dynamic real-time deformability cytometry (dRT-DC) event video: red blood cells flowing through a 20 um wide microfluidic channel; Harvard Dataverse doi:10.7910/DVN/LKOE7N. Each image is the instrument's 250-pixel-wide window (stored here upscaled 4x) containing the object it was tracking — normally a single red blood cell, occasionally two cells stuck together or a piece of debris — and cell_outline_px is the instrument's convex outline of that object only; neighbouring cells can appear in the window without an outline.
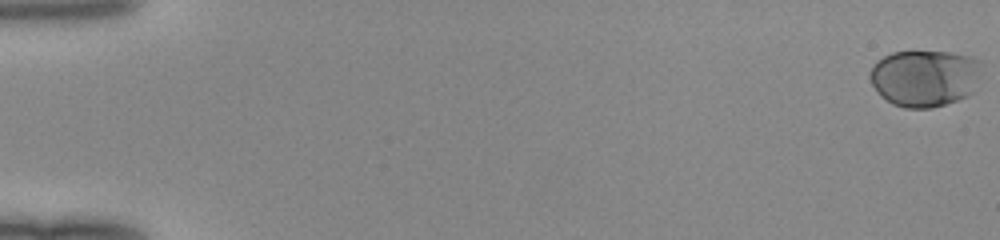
{"species": "human", "species_latin": "Homo sapiens", "temperature_condition": "room temperature", "stored_images_in_passage": 51, "camera_frame_rate_fps": 3000, "um_per_image_px": 0.085, "donor": {"sex": "female"}, "frame": {"image": 1, "passage_image": 1, "time_ms": 0.0, "image_size_px": [1000, 240], "cell_outline_px": [[984, 64], [980, 76], [972, 92], [968, 96], [932, 108], [904, 108], [892, 104], [880, 96], [872, 84], [868, 76], [872, 64], [876, 60], [892, 52], [948, 52], [972, 56], [980, 60]], "centroid_in_image_um": [78.6, 6.63], "position_along_channel_um": 6.4, "area_um2": 37.51}}
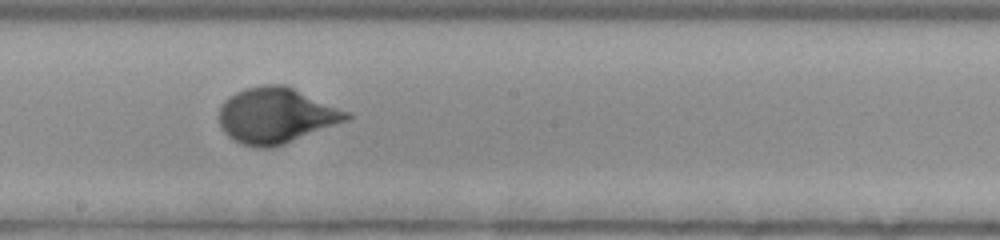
{"frame": {"image": 2, "passage_image": 30, "time_ms": 9.667, "image_size_px": [1000, 240], "cell_outline_px": [[352, 116], [348, 120], [284, 144], [268, 148], [256, 148], [240, 144], [232, 140], [220, 128], [220, 104], [228, 96], [244, 88], [264, 84], [284, 84], [352, 112]], "centroid_in_image_um": [23.46, 9.81], "position_along_channel_um": 224.7, "area_um2": 41.73}}
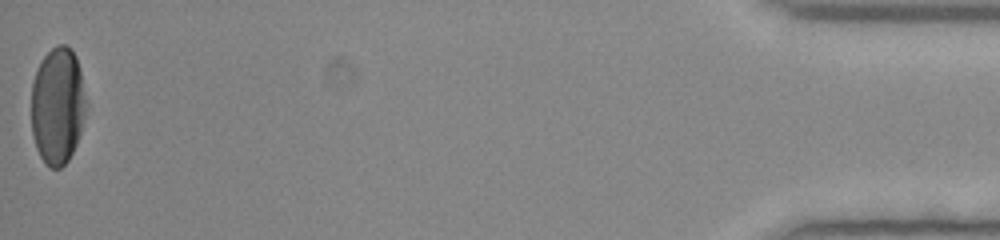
{"frame": {"image": 3, "passage_image": 51, "time_ms": 16.667, "image_size_px": [1000, 240], "cell_outline_px": [[88, 104], [80, 132], [76, 144], [68, 160], [60, 168], [52, 168], [40, 156], [36, 148], [32, 132], [32, 80], [44, 56], [56, 44], [64, 44], [72, 48], [76, 56], [80, 68]], "centroid_in_image_um": [4.92, 8.95], "position_along_channel_um": 430.3, "area_um2": 37.57}}